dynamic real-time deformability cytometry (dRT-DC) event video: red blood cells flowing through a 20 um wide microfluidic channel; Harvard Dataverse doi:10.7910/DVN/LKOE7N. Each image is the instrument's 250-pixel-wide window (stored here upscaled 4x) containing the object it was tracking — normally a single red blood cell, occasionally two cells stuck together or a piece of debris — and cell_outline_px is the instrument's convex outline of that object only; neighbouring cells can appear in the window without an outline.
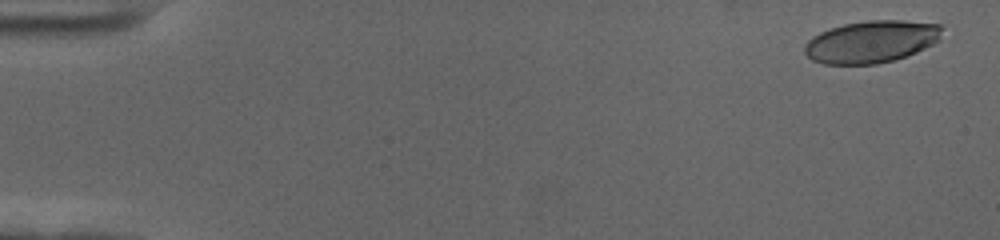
{"species": "human", "species_latin": "Homo sapiens", "temperature_condition": "cold", "stored_images_in_passage": 59, "camera_frame_rate_fps": 3000, "um_per_image_px": 0.085, "donor": {"sex": "female"}, "frame": {"image": 1, "passage_image": 3, "time_ms": 0.667, "image_size_px": [1000, 240], "cell_outline_px": [[940, 40], [916, 52], [892, 60], [876, 64], [824, 64], [812, 60], [804, 52], [804, 44], [812, 36], [820, 32], [844, 24], [868, 20], [904, 20], [940, 24]], "centroid_in_image_um": [74.03, 3.54], "position_along_channel_um": 11.0, "area_um2": 33.64}}
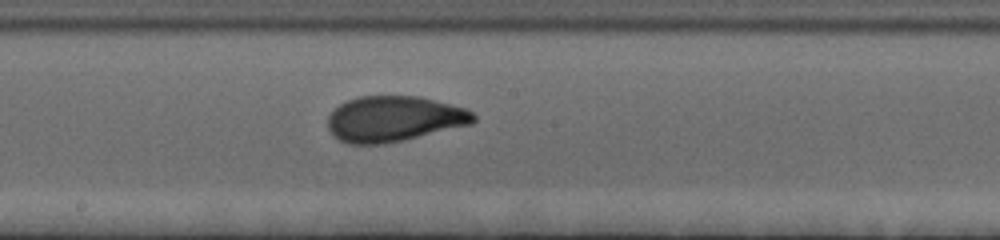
{"frame": {"image": 2, "passage_image": 33, "time_ms": 10.667, "image_size_px": [1000, 240], "cell_outline_px": [[476, 120], [472, 124], [404, 140], [384, 144], [348, 144], [332, 136], [328, 128], [328, 116], [340, 104], [348, 100], [360, 96], [420, 96], [464, 108], [472, 112], [476, 116]], "centroid_in_image_um": [33.48, 10.11], "position_along_channel_um": 214.7, "area_um2": 38.73}}
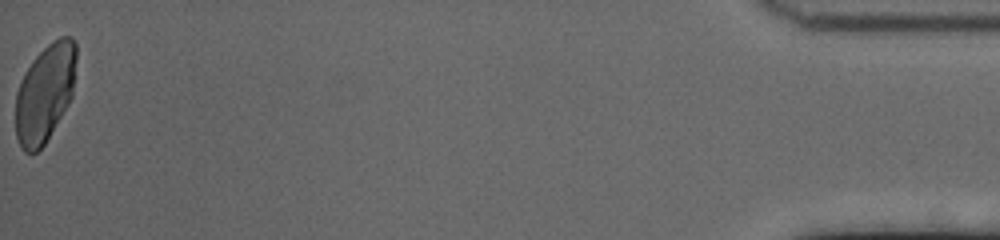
{"frame": {"image": 3, "passage_image": 59, "time_ms": 19.333, "image_size_px": [1000, 240], "cell_outline_px": [[76, 60], [72, 96], [44, 144], [36, 152], [24, 152], [20, 148], [16, 136], [16, 92], [20, 80], [32, 60], [52, 40], [60, 36], [72, 36], [76, 44]], "centroid_in_image_um": [3.81, 7.88], "position_along_channel_um": 431.4, "area_um2": 34.45}, "authors_computed_cell_mechanics": {"area_um2": 37.1654, "velocity_mm_per_s": 3.5366, "shape_relaxation_time_tau1_ms": 5.4238, "shape_relaxation_time_tau2_ms": 0.9137, "deformation_change_tau1": 0.1989, "deformation_change_tau2": 0.0513}}